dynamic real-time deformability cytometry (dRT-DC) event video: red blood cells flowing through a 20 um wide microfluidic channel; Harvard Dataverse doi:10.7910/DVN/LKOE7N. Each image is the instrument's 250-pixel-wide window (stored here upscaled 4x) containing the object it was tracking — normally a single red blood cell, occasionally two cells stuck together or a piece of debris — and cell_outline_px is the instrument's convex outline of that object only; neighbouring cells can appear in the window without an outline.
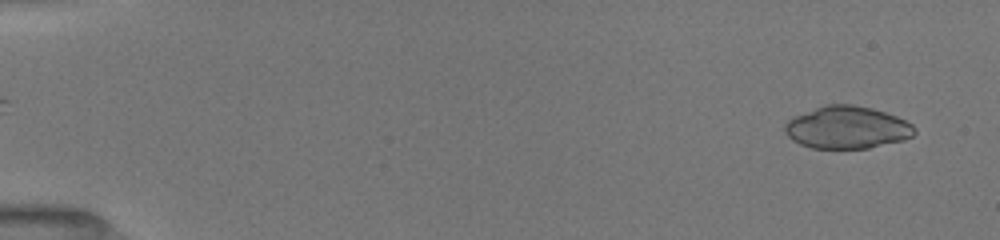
{"species": "common noctule bat (a hibernating species)", "species_latin": "Nyctalus noctula", "temperature_condition": "room temperature", "stored_images_in_passage": 50, "camera_frame_rate_fps": 3000, "um_per_image_px": 0.085, "animal": {"sex": "female", "body_mass_g": 19.5, "forearm_length_mm": 54.1}, "frame": {"image": 1, "passage_image": 2, "time_ms": 0.333, "image_size_px": [1000, 240], "cell_outline_px": [[916, 132], [912, 136], [904, 140], [868, 148], [812, 148], [800, 144], [792, 140], [784, 132], [784, 124], [792, 116], [824, 104], [852, 104], [872, 108], [896, 116], [912, 124], [916, 128]], "centroid_in_image_um": [71.97, 10.83], "position_along_channel_um": 13.0, "area_um2": 32.25}}